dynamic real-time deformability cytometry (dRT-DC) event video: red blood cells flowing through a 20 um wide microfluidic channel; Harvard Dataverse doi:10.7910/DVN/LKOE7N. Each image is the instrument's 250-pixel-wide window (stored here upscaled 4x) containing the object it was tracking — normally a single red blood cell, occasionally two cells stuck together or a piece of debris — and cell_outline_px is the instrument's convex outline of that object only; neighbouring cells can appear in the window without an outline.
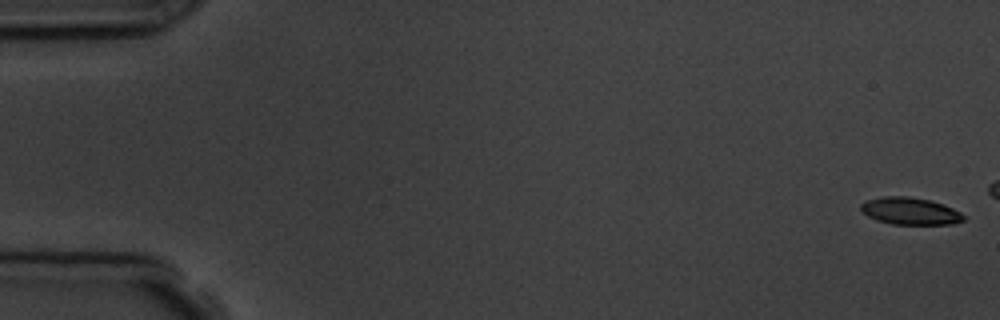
{"species": "common noctule bat (a hibernating species)", "species_latin": "Nyctalus noctula", "temperature_condition": "room temperature", "stored_images_in_passage": 4, "camera_frame_rate_fps": 3000, "um_per_image_px": 0.085, "animal": {"sex": "male", "body_mass_g": 19.5, "forearm_length_mm": 54.6}, "frame": {"image": 1, "passage_image": 1, "time_ms": 0.0, "image_size_px": [1000, 320], "cell_outline_px": [[964, 220], [952, 224], [892, 224], [876, 220], [868, 216], [860, 208], [860, 204], [868, 200], [880, 196], [908, 196], [928, 200], [944, 204], [960, 212], [964, 216]], "centroid_in_image_um": [77.35, 17.94], "position_along_channel_um": 7.7, "area_um2": 16.18}}